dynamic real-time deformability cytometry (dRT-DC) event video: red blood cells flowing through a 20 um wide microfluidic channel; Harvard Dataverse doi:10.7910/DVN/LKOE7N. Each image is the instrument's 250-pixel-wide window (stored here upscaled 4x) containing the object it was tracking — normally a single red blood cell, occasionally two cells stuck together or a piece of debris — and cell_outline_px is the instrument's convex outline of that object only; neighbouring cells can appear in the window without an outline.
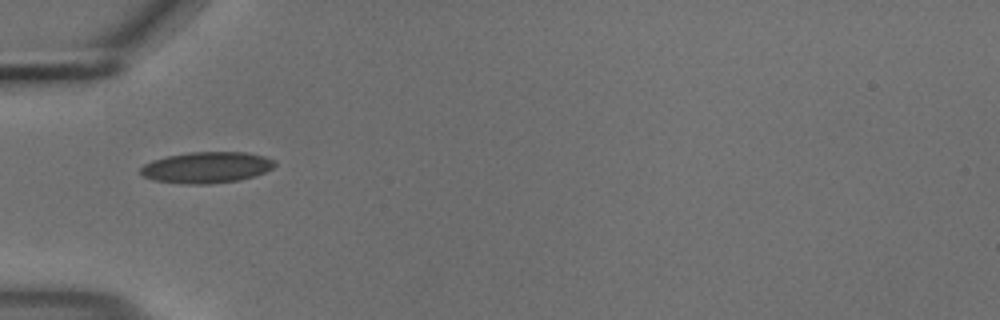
{"species": "common noctule bat (a hibernating species)", "species_latin": "Nyctalus noctula", "temperature_condition": "cold", "stored_images_in_passage": 17, "camera_frame_rate_fps": 3000, "um_per_image_px": 0.085, "animal": {"sex": "male", "body_mass_g": 18.8}, "frame": {"image": 1, "passage_image": 1, "time_ms": 0.0, "image_size_px": [1000, 320], "cell_outline_px": [[276, 164], [272, 168], [256, 176], [240, 180], [208, 184], [184, 184], [152, 180], [144, 176], [140, 172], [140, 168], [144, 164], [152, 160], [168, 156], [192, 152], [248, 152], [264, 156], [276, 160]], "centroid_in_image_um": [17.58, 14.23], "position_along_channel_um": 67.4, "area_um2": 24.51}}
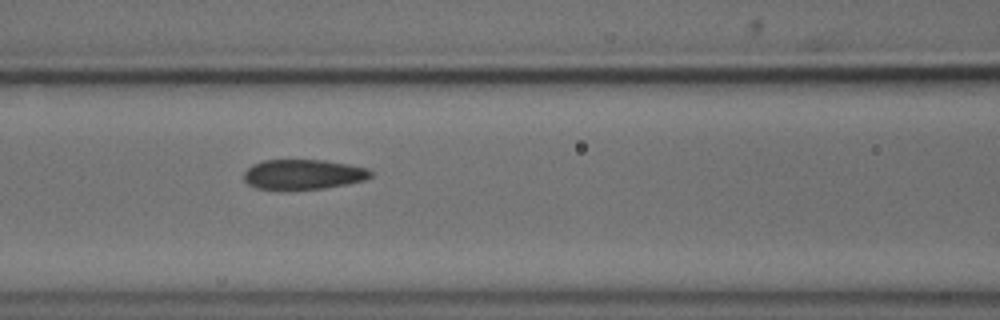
{"frame": {"image": 2, "passage_image": 7, "time_ms": 2.0, "image_size_px": [1000, 320], "cell_outline_px": [[372, 176], [364, 180], [348, 184], [324, 188], [292, 192], [288, 192], [256, 188], [248, 184], [244, 180], [244, 172], [252, 164], [264, 160], [324, 160], [348, 164], [368, 168], [372, 172]], "centroid_in_image_um": [25.74, 14.86], "position_along_channel_um": 140.9, "area_um2": 22.89}}
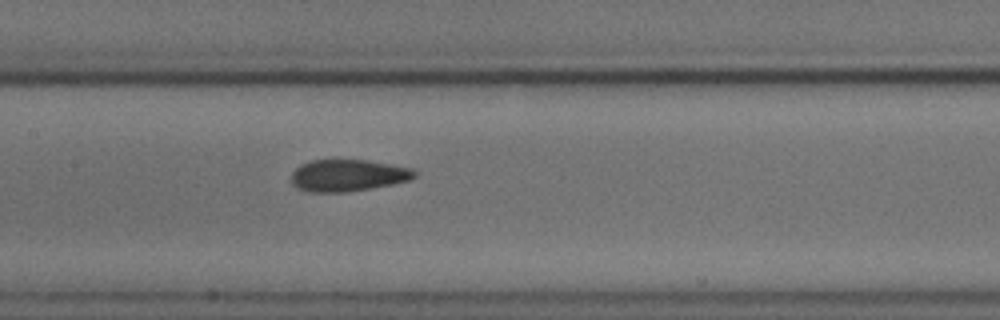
{"frame": {"image": 3, "passage_image": 10, "time_ms": 3.0, "image_size_px": [1000, 320], "cell_outline_px": [[416, 176], [412, 180], [372, 188], [344, 192], [308, 192], [296, 188], [292, 184], [292, 172], [300, 164], [312, 160], [364, 160], [412, 168], [416, 172]], "centroid_in_image_um": [29.56, 14.92], "position_along_channel_um": 177.8, "area_um2": 22.89}}